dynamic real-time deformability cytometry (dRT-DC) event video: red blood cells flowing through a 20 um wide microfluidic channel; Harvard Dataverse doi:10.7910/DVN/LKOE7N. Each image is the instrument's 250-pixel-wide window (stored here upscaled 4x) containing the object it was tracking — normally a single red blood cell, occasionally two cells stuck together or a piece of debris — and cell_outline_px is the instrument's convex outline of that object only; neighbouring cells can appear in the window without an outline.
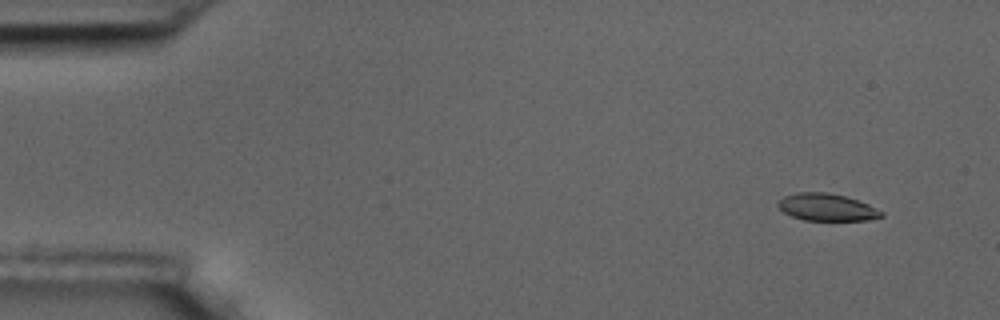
{"species": "common noctule bat (a hibernating species)", "species_latin": "Nyctalus noctula", "temperature_condition": "room temperature", "stored_images_in_passage": 13, "camera_frame_rate_fps": 3000, "um_per_image_px": 0.085, "animal": {"sex": "male", "body_mass_g": 17.5, "forearm_length_mm": 52.3}, "frame": {"image": 1, "passage_image": 2, "time_ms": 0.333, "image_size_px": [1000, 320], "cell_outline_px": [[884, 216], [868, 220], [804, 220], [792, 216], [784, 212], [776, 204], [784, 196], [796, 192], [828, 192], [844, 196], [868, 204], [884, 212]], "centroid_in_image_um": [70.28, 17.61], "position_along_channel_um": 14.7, "area_um2": 16.3}}
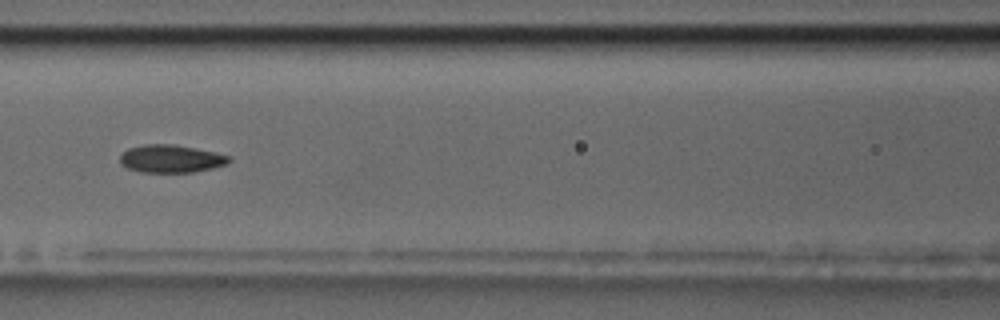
{"frame": {"image": 2, "passage_image": 7, "time_ms": 2.0, "image_size_px": [1000, 320], "cell_outline_px": [[232, 160], [228, 164], [212, 168], [192, 172], [140, 172], [128, 168], [120, 164], [120, 156], [128, 148], [144, 144], [172, 144], [216, 152], [228, 156]], "centroid_in_image_um": [14.53, 13.49], "position_along_channel_um": 152.1, "area_um2": 17.63}}
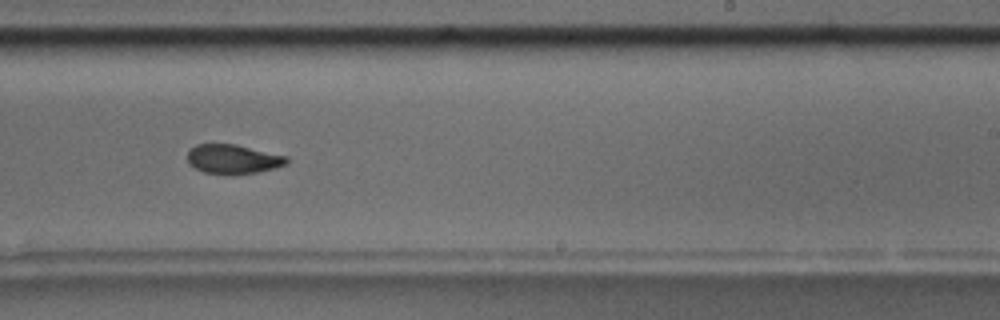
{"frame": {"image": 3, "passage_image": 10, "time_ms": 3.0, "image_size_px": [1000, 320], "cell_outline_px": [[288, 164], [276, 168], [256, 172], [204, 172], [188, 164], [188, 152], [196, 144], [236, 144], [288, 156]], "centroid_in_image_um": [19.85, 13.48], "position_along_channel_um": 269.2, "area_um2": 16.47}}